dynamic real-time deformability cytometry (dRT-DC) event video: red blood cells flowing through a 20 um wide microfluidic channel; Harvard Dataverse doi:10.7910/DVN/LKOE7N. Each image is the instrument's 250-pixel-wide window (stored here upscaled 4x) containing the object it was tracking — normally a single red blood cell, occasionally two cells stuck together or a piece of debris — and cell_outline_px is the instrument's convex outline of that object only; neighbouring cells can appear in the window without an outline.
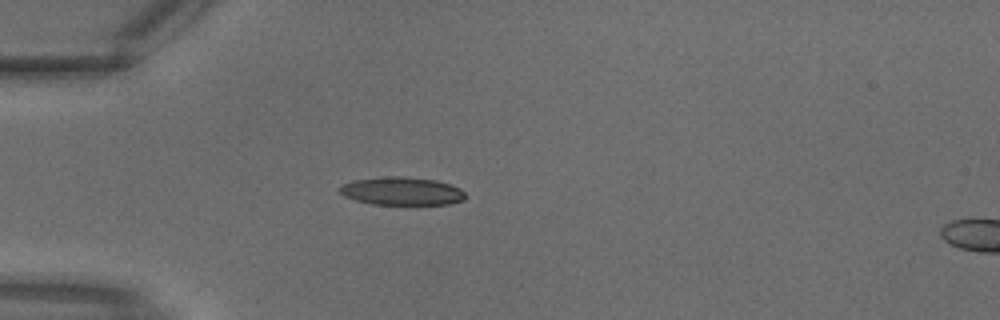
{"species": "common noctule bat (a hibernating species)", "species_latin": "Nyctalus noctula", "temperature_condition": "warm", "stored_images_in_passage": 3, "camera_frame_rate_fps": 3000, "um_per_image_px": 0.085, "animal": {"sex": "male", "body_mass_g": 18.8}, "frame": {"image": 1, "passage_image": 2, "time_ms": 0.333, "image_size_px": [1000, 320], "cell_outline_px": [[464, 200], [448, 204], [372, 204], [356, 200], [344, 196], [340, 192], [340, 184], [352, 180], [384, 176], [404, 176], [436, 180], [452, 184], [460, 188], [464, 192]], "centroid_in_image_um": [34.14, 16.23], "position_along_channel_um": 50.9, "area_um2": 20.69}}